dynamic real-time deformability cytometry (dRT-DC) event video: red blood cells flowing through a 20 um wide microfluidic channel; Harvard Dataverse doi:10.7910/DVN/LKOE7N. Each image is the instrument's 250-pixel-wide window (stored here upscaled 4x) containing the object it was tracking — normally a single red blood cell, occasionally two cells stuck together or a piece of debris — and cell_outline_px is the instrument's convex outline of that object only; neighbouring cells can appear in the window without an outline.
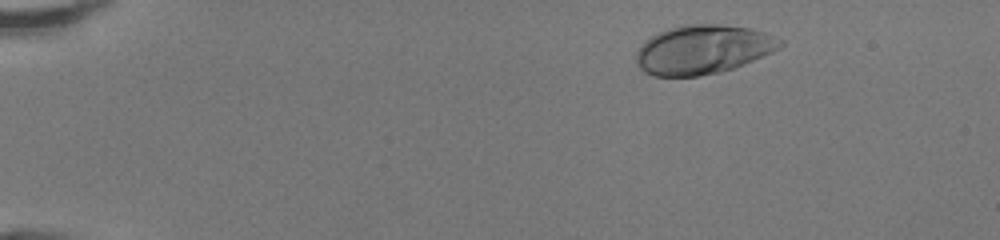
{"species": "human", "species_latin": "Homo sapiens", "temperature_condition": "room temperature", "stored_images_in_passage": 42, "camera_frame_rate_fps": 3000, "um_per_image_px": 0.085, "donor": {"sex": "female"}, "frame": {"image": 1, "passage_image": 1, "time_ms": 0.0, "image_size_px": [1000, 240], "cell_outline_px": [[784, 44], [780, 48], [772, 52], [732, 68], [716, 72], [696, 76], [652, 76], [644, 72], [640, 68], [636, 60], [636, 52], [644, 40], [668, 28], [684, 24], [716, 24], [752, 28], [764, 32], [784, 40]], "centroid_in_image_um": [59.74, 4.19], "position_along_channel_um": 25.3, "area_um2": 40.98}}
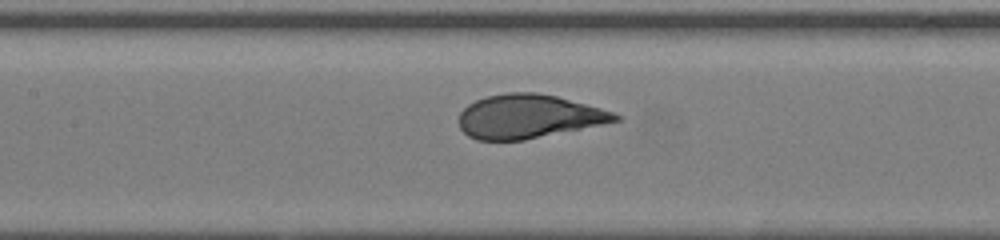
{"frame": {"image": 2, "passage_image": 18, "time_ms": 5.667, "image_size_px": [1000, 240], "cell_outline_px": [[624, 116], [620, 120], [524, 140], [476, 140], [468, 136], [460, 128], [460, 112], [468, 104], [476, 100], [488, 96], [508, 92], [536, 92], [556, 96], [616, 112]], "centroid_in_image_um": [44.93, 9.89], "position_along_channel_um": 162.5, "area_um2": 39.65}}
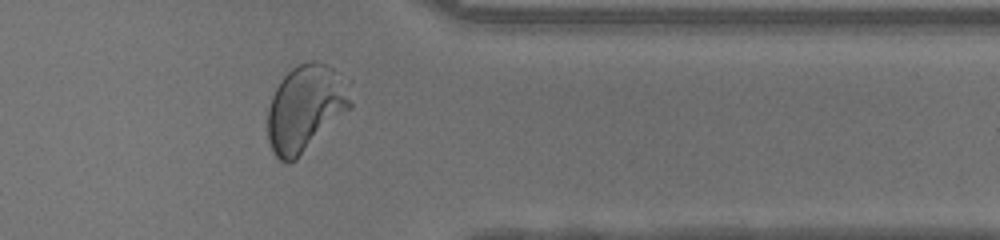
{"frame": {"image": 3, "passage_image": 34, "time_ms": 11.0, "image_size_px": [1000, 240], "cell_outline_px": [[352, 108], [296, 160], [288, 164], [280, 160], [272, 152], [268, 140], [268, 108], [272, 96], [280, 80], [292, 68], [300, 64], [312, 60], [316, 60], [332, 68], [352, 80]], "centroid_in_image_um": [26.03, 9.19], "position_along_channel_um": 385.4, "area_um2": 42.71}, "authors_computed_cell_mechanics": {"area_um2": 40.3155, "velocity_mm_per_s": 4.2804, "shape_relaxation_time_tau1_ms": 3.0171, "shape_relaxation_time_tau2_ms": null, "deformation_change_tau1": 0.1825, "deformation_change_tau2": null}}